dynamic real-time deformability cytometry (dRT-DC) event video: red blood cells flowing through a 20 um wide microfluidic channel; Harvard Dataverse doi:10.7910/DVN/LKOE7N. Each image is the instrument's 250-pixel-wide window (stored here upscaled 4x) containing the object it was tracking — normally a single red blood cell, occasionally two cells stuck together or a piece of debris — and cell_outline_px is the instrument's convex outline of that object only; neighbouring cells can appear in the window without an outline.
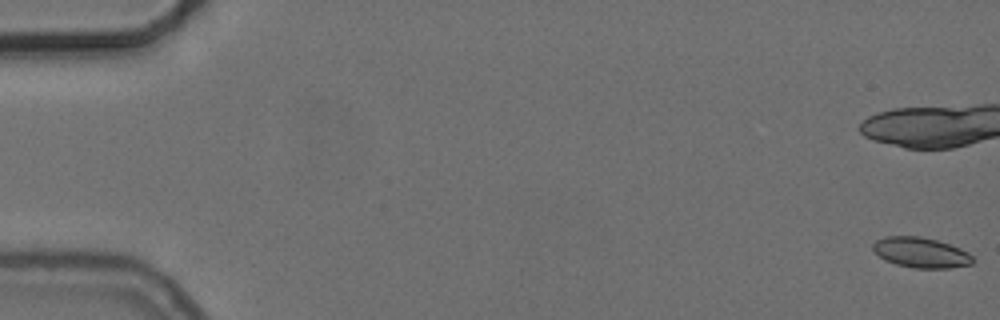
{"species": "common noctule bat (a hibernating species)", "species_latin": "Nyctalus noctula", "temperature_condition": "cold", "stored_images_in_passage": 20, "camera_frame_rate_fps": 3000, "um_per_image_px": 0.085, "animal": {"sex": "female", "body_mass_g": 24.6, "forearm_length_mm": 56.2}, "frame": {"image": 1, "passage_image": 1, "time_ms": 0.0, "image_size_px": [1000, 320], "cell_outline_px": [[976, 260], [972, 264], [952, 268], [916, 268], [896, 264], [884, 260], [872, 248], [872, 244], [876, 240], [884, 236], [920, 236], [936, 240], [960, 248], [968, 252]], "centroid_in_image_um": [78.29, 21.47], "position_along_channel_um": 6.7, "area_um2": 17.69}}